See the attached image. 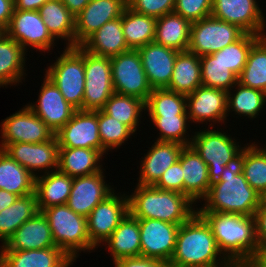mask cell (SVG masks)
Masks as SVG:
<instances>
[{
  "mask_svg": "<svg viewBox=\"0 0 266 267\" xmlns=\"http://www.w3.org/2000/svg\"><path fill=\"white\" fill-rule=\"evenodd\" d=\"M80 46L92 54L110 58L130 50L123 34L122 16L105 23Z\"/></svg>",
  "mask_w": 266,
  "mask_h": 267,
  "instance_id": "cell-27",
  "label": "cell"
},
{
  "mask_svg": "<svg viewBox=\"0 0 266 267\" xmlns=\"http://www.w3.org/2000/svg\"><path fill=\"white\" fill-rule=\"evenodd\" d=\"M256 238L260 251L266 250V205L262 202L254 213Z\"/></svg>",
  "mask_w": 266,
  "mask_h": 267,
  "instance_id": "cell-51",
  "label": "cell"
},
{
  "mask_svg": "<svg viewBox=\"0 0 266 267\" xmlns=\"http://www.w3.org/2000/svg\"><path fill=\"white\" fill-rule=\"evenodd\" d=\"M2 150L35 177L39 171L42 175L58 169L59 145L56 135L42 143L6 144Z\"/></svg>",
  "mask_w": 266,
  "mask_h": 267,
  "instance_id": "cell-15",
  "label": "cell"
},
{
  "mask_svg": "<svg viewBox=\"0 0 266 267\" xmlns=\"http://www.w3.org/2000/svg\"><path fill=\"white\" fill-rule=\"evenodd\" d=\"M4 33L20 44L26 52L32 47L45 53L55 46L56 40L48 32L39 11L14 9Z\"/></svg>",
  "mask_w": 266,
  "mask_h": 267,
  "instance_id": "cell-13",
  "label": "cell"
},
{
  "mask_svg": "<svg viewBox=\"0 0 266 267\" xmlns=\"http://www.w3.org/2000/svg\"><path fill=\"white\" fill-rule=\"evenodd\" d=\"M235 88V89H234ZM234 89V90H233ZM233 91V93L231 92ZM227 115L232 112L250 120L256 118L266 105V93L237 82L227 92Z\"/></svg>",
  "mask_w": 266,
  "mask_h": 267,
  "instance_id": "cell-37",
  "label": "cell"
},
{
  "mask_svg": "<svg viewBox=\"0 0 266 267\" xmlns=\"http://www.w3.org/2000/svg\"><path fill=\"white\" fill-rule=\"evenodd\" d=\"M201 85L200 57L188 51L179 52L167 89L189 95Z\"/></svg>",
  "mask_w": 266,
  "mask_h": 267,
  "instance_id": "cell-34",
  "label": "cell"
},
{
  "mask_svg": "<svg viewBox=\"0 0 266 267\" xmlns=\"http://www.w3.org/2000/svg\"><path fill=\"white\" fill-rule=\"evenodd\" d=\"M246 145L243 165L244 177L253 189L264 196L266 194V151L255 142Z\"/></svg>",
  "mask_w": 266,
  "mask_h": 267,
  "instance_id": "cell-42",
  "label": "cell"
},
{
  "mask_svg": "<svg viewBox=\"0 0 266 267\" xmlns=\"http://www.w3.org/2000/svg\"><path fill=\"white\" fill-rule=\"evenodd\" d=\"M156 18L139 14L128 6L122 14V29L129 49L139 48L154 42Z\"/></svg>",
  "mask_w": 266,
  "mask_h": 267,
  "instance_id": "cell-36",
  "label": "cell"
},
{
  "mask_svg": "<svg viewBox=\"0 0 266 267\" xmlns=\"http://www.w3.org/2000/svg\"><path fill=\"white\" fill-rule=\"evenodd\" d=\"M133 191L128 195L129 213L136 219H157L181 225L197 211L196 205L180 192L138 184Z\"/></svg>",
  "mask_w": 266,
  "mask_h": 267,
  "instance_id": "cell-4",
  "label": "cell"
},
{
  "mask_svg": "<svg viewBox=\"0 0 266 267\" xmlns=\"http://www.w3.org/2000/svg\"><path fill=\"white\" fill-rule=\"evenodd\" d=\"M105 114L117 119L136 133L145 113V101L140 98L114 93L101 109Z\"/></svg>",
  "mask_w": 266,
  "mask_h": 267,
  "instance_id": "cell-39",
  "label": "cell"
},
{
  "mask_svg": "<svg viewBox=\"0 0 266 267\" xmlns=\"http://www.w3.org/2000/svg\"><path fill=\"white\" fill-rule=\"evenodd\" d=\"M102 157L96 149L59 147L58 170L72 178L92 175L103 170Z\"/></svg>",
  "mask_w": 266,
  "mask_h": 267,
  "instance_id": "cell-30",
  "label": "cell"
},
{
  "mask_svg": "<svg viewBox=\"0 0 266 267\" xmlns=\"http://www.w3.org/2000/svg\"><path fill=\"white\" fill-rule=\"evenodd\" d=\"M191 24L175 12L168 13L156 20L154 42L179 52L187 51Z\"/></svg>",
  "mask_w": 266,
  "mask_h": 267,
  "instance_id": "cell-33",
  "label": "cell"
},
{
  "mask_svg": "<svg viewBox=\"0 0 266 267\" xmlns=\"http://www.w3.org/2000/svg\"><path fill=\"white\" fill-rule=\"evenodd\" d=\"M73 178L58 169L35 177L34 193L39 211L68 201Z\"/></svg>",
  "mask_w": 266,
  "mask_h": 267,
  "instance_id": "cell-28",
  "label": "cell"
},
{
  "mask_svg": "<svg viewBox=\"0 0 266 267\" xmlns=\"http://www.w3.org/2000/svg\"><path fill=\"white\" fill-rule=\"evenodd\" d=\"M178 161L184 177V195L195 205L201 203L211 186L207 164L191 146L183 148Z\"/></svg>",
  "mask_w": 266,
  "mask_h": 267,
  "instance_id": "cell-26",
  "label": "cell"
},
{
  "mask_svg": "<svg viewBox=\"0 0 266 267\" xmlns=\"http://www.w3.org/2000/svg\"><path fill=\"white\" fill-rule=\"evenodd\" d=\"M127 6V0H90L75 16V46H80L108 21L121 17Z\"/></svg>",
  "mask_w": 266,
  "mask_h": 267,
  "instance_id": "cell-20",
  "label": "cell"
},
{
  "mask_svg": "<svg viewBox=\"0 0 266 267\" xmlns=\"http://www.w3.org/2000/svg\"><path fill=\"white\" fill-rule=\"evenodd\" d=\"M202 85L228 92L238 77L218 57L212 54L200 56Z\"/></svg>",
  "mask_w": 266,
  "mask_h": 267,
  "instance_id": "cell-43",
  "label": "cell"
},
{
  "mask_svg": "<svg viewBox=\"0 0 266 267\" xmlns=\"http://www.w3.org/2000/svg\"><path fill=\"white\" fill-rule=\"evenodd\" d=\"M73 48L84 58L85 91L82 110H101L115 93L110 57L92 54L81 46Z\"/></svg>",
  "mask_w": 266,
  "mask_h": 267,
  "instance_id": "cell-8",
  "label": "cell"
},
{
  "mask_svg": "<svg viewBox=\"0 0 266 267\" xmlns=\"http://www.w3.org/2000/svg\"><path fill=\"white\" fill-rule=\"evenodd\" d=\"M67 9L76 16L80 13L90 0H61Z\"/></svg>",
  "mask_w": 266,
  "mask_h": 267,
  "instance_id": "cell-54",
  "label": "cell"
},
{
  "mask_svg": "<svg viewBox=\"0 0 266 267\" xmlns=\"http://www.w3.org/2000/svg\"><path fill=\"white\" fill-rule=\"evenodd\" d=\"M244 34L238 26L209 16L192 22L187 51L199 57L210 55L239 40Z\"/></svg>",
  "mask_w": 266,
  "mask_h": 267,
  "instance_id": "cell-9",
  "label": "cell"
},
{
  "mask_svg": "<svg viewBox=\"0 0 266 267\" xmlns=\"http://www.w3.org/2000/svg\"><path fill=\"white\" fill-rule=\"evenodd\" d=\"M112 84L115 93L147 101L152 87L148 82L138 50L111 57Z\"/></svg>",
  "mask_w": 266,
  "mask_h": 267,
  "instance_id": "cell-10",
  "label": "cell"
},
{
  "mask_svg": "<svg viewBox=\"0 0 266 267\" xmlns=\"http://www.w3.org/2000/svg\"><path fill=\"white\" fill-rule=\"evenodd\" d=\"M147 116H188L186 95L167 88H156L145 102Z\"/></svg>",
  "mask_w": 266,
  "mask_h": 267,
  "instance_id": "cell-41",
  "label": "cell"
},
{
  "mask_svg": "<svg viewBox=\"0 0 266 267\" xmlns=\"http://www.w3.org/2000/svg\"><path fill=\"white\" fill-rule=\"evenodd\" d=\"M185 146L176 142H159L149 148L140 162L138 185L154 186L162 174L176 163Z\"/></svg>",
  "mask_w": 266,
  "mask_h": 267,
  "instance_id": "cell-24",
  "label": "cell"
},
{
  "mask_svg": "<svg viewBox=\"0 0 266 267\" xmlns=\"http://www.w3.org/2000/svg\"><path fill=\"white\" fill-rule=\"evenodd\" d=\"M49 0H14V9L38 11Z\"/></svg>",
  "mask_w": 266,
  "mask_h": 267,
  "instance_id": "cell-53",
  "label": "cell"
},
{
  "mask_svg": "<svg viewBox=\"0 0 266 267\" xmlns=\"http://www.w3.org/2000/svg\"><path fill=\"white\" fill-rule=\"evenodd\" d=\"M55 135L59 147L96 149L108 155L99 137L98 110H76Z\"/></svg>",
  "mask_w": 266,
  "mask_h": 267,
  "instance_id": "cell-14",
  "label": "cell"
},
{
  "mask_svg": "<svg viewBox=\"0 0 266 267\" xmlns=\"http://www.w3.org/2000/svg\"><path fill=\"white\" fill-rule=\"evenodd\" d=\"M141 256L169 263L175 250L178 224L157 219H138Z\"/></svg>",
  "mask_w": 266,
  "mask_h": 267,
  "instance_id": "cell-17",
  "label": "cell"
},
{
  "mask_svg": "<svg viewBox=\"0 0 266 267\" xmlns=\"http://www.w3.org/2000/svg\"><path fill=\"white\" fill-rule=\"evenodd\" d=\"M250 265L251 267H266V250L261 251Z\"/></svg>",
  "mask_w": 266,
  "mask_h": 267,
  "instance_id": "cell-56",
  "label": "cell"
},
{
  "mask_svg": "<svg viewBox=\"0 0 266 267\" xmlns=\"http://www.w3.org/2000/svg\"><path fill=\"white\" fill-rule=\"evenodd\" d=\"M114 190L97 204L87 218V231L91 244L98 248L111 236L120 222L129 213V198Z\"/></svg>",
  "mask_w": 266,
  "mask_h": 267,
  "instance_id": "cell-11",
  "label": "cell"
},
{
  "mask_svg": "<svg viewBox=\"0 0 266 267\" xmlns=\"http://www.w3.org/2000/svg\"><path fill=\"white\" fill-rule=\"evenodd\" d=\"M18 197L19 196L14 194V193L8 192V191L3 190V189H0V212L3 209L11 206L16 201V199Z\"/></svg>",
  "mask_w": 266,
  "mask_h": 267,
  "instance_id": "cell-55",
  "label": "cell"
},
{
  "mask_svg": "<svg viewBox=\"0 0 266 267\" xmlns=\"http://www.w3.org/2000/svg\"><path fill=\"white\" fill-rule=\"evenodd\" d=\"M72 260L62 249L0 250V267H70Z\"/></svg>",
  "mask_w": 266,
  "mask_h": 267,
  "instance_id": "cell-25",
  "label": "cell"
},
{
  "mask_svg": "<svg viewBox=\"0 0 266 267\" xmlns=\"http://www.w3.org/2000/svg\"><path fill=\"white\" fill-rule=\"evenodd\" d=\"M133 11L156 19L174 12L175 0H127Z\"/></svg>",
  "mask_w": 266,
  "mask_h": 267,
  "instance_id": "cell-48",
  "label": "cell"
},
{
  "mask_svg": "<svg viewBox=\"0 0 266 267\" xmlns=\"http://www.w3.org/2000/svg\"><path fill=\"white\" fill-rule=\"evenodd\" d=\"M138 52L152 89L167 88L179 51L151 42L139 48Z\"/></svg>",
  "mask_w": 266,
  "mask_h": 267,
  "instance_id": "cell-22",
  "label": "cell"
},
{
  "mask_svg": "<svg viewBox=\"0 0 266 267\" xmlns=\"http://www.w3.org/2000/svg\"><path fill=\"white\" fill-rule=\"evenodd\" d=\"M229 263L210 226L197 211L180 225L169 267H225Z\"/></svg>",
  "mask_w": 266,
  "mask_h": 267,
  "instance_id": "cell-3",
  "label": "cell"
},
{
  "mask_svg": "<svg viewBox=\"0 0 266 267\" xmlns=\"http://www.w3.org/2000/svg\"><path fill=\"white\" fill-rule=\"evenodd\" d=\"M213 0H175L174 12L191 23L211 16Z\"/></svg>",
  "mask_w": 266,
  "mask_h": 267,
  "instance_id": "cell-47",
  "label": "cell"
},
{
  "mask_svg": "<svg viewBox=\"0 0 266 267\" xmlns=\"http://www.w3.org/2000/svg\"><path fill=\"white\" fill-rule=\"evenodd\" d=\"M0 149L11 143H42L55 133L27 105L1 122Z\"/></svg>",
  "mask_w": 266,
  "mask_h": 267,
  "instance_id": "cell-12",
  "label": "cell"
},
{
  "mask_svg": "<svg viewBox=\"0 0 266 267\" xmlns=\"http://www.w3.org/2000/svg\"><path fill=\"white\" fill-rule=\"evenodd\" d=\"M104 243L111 261L141 256L139 220L128 213Z\"/></svg>",
  "mask_w": 266,
  "mask_h": 267,
  "instance_id": "cell-29",
  "label": "cell"
},
{
  "mask_svg": "<svg viewBox=\"0 0 266 267\" xmlns=\"http://www.w3.org/2000/svg\"><path fill=\"white\" fill-rule=\"evenodd\" d=\"M45 76L58 87L69 104L82 110L85 91L84 58L73 47L64 48L60 57L48 66Z\"/></svg>",
  "mask_w": 266,
  "mask_h": 267,
  "instance_id": "cell-6",
  "label": "cell"
},
{
  "mask_svg": "<svg viewBox=\"0 0 266 267\" xmlns=\"http://www.w3.org/2000/svg\"><path fill=\"white\" fill-rule=\"evenodd\" d=\"M238 82L266 93V35L252 45Z\"/></svg>",
  "mask_w": 266,
  "mask_h": 267,
  "instance_id": "cell-40",
  "label": "cell"
},
{
  "mask_svg": "<svg viewBox=\"0 0 266 267\" xmlns=\"http://www.w3.org/2000/svg\"><path fill=\"white\" fill-rule=\"evenodd\" d=\"M227 92L212 87L199 86L191 94L186 95V108L191 123L211 122L213 124L226 123ZM226 120V121H225ZM213 122V123H212Z\"/></svg>",
  "mask_w": 266,
  "mask_h": 267,
  "instance_id": "cell-18",
  "label": "cell"
},
{
  "mask_svg": "<svg viewBox=\"0 0 266 267\" xmlns=\"http://www.w3.org/2000/svg\"><path fill=\"white\" fill-rule=\"evenodd\" d=\"M192 132L190 146L201 156L208 166L210 182L220 179L227 162L236 156L243 148L236 139L227 132L212 129Z\"/></svg>",
  "mask_w": 266,
  "mask_h": 267,
  "instance_id": "cell-7",
  "label": "cell"
},
{
  "mask_svg": "<svg viewBox=\"0 0 266 267\" xmlns=\"http://www.w3.org/2000/svg\"><path fill=\"white\" fill-rule=\"evenodd\" d=\"M114 267H169L163 260L148 257H130L113 261Z\"/></svg>",
  "mask_w": 266,
  "mask_h": 267,
  "instance_id": "cell-50",
  "label": "cell"
},
{
  "mask_svg": "<svg viewBox=\"0 0 266 267\" xmlns=\"http://www.w3.org/2000/svg\"><path fill=\"white\" fill-rule=\"evenodd\" d=\"M225 267H251V265L246 263H229Z\"/></svg>",
  "mask_w": 266,
  "mask_h": 267,
  "instance_id": "cell-57",
  "label": "cell"
},
{
  "mask_svg": "<svg viewBox=\"0 0 266 267\" xmlns=\"http://www.w3.org/2000/svg\"><path fill=\"white\" fill-rule=\"evenodd\" d=\"M39 212L35 193L18 197L9 207L0 212V241L7 239L27 220Z\"/></svg>",
  "mask_w": 266,
  "mask_h": 267,
  "instance_id": "cell-38",
  "label": "cell"
},
{
  "mask_svg": "<svg viewBox=\"0 0 266 267\" xmlns=\"http://www.w3.org/2000/svg\"><path fill=\"white\" fill-rule=\"evenodd\" d=\"M35 176L0 149V189L19 197L34 193Z\"/></svg>",
  "mask_w": 266,
  "mask_h": 267,
  "instance_id": "cell-35",
  "label": "cell"
},
{
  "mask_svg": "<svg viewBox=\"0 0 266 267\" xmlns=\"http://www.w3.org/2000/svg\"><path fill=\"white\" fill-rule=\"evenodd\" d=\"M26 51L4 32L0 35V88L18 85L26 76ZM18 83V84H17Z\"/></svg>",
  "mask_w": 266,
  "mask_h": 267,
  "instance_id": "cell-31",
  "label": "cell"
},
{
  "mask_svg": "<svg viewBox=\"0 0 266 267\" xmlns=\"http://www.w3.org/2000/svg\"><path fill=\"white\" fill-rule=\"evenodd\" d=\"M154 127L159 130V142H176L184 146H190L192 141L188 134L189 117L188 116H149ZM188 126V127H187ZM188 134V135H187ZM187 137V138H186Z\"/></svg>",
  "mask_w": 266,
  "mask_h": 267,
  "instance_id": "cell-44",
  "label": "cell"
},
{
  "mask_svg": "<svg viewBox=\"0 0 266 267\" xmlns=\"http://www.w3.org/2000/svg\"><path fill=\"white\" fill-rule=\"evenodd\" d=\"M262 202L266 205V194L262 196Z\"/></svg>",
  "mask_w": 266,
  "mask_h": 267,
  "instance_id": "cell-58",
  "label": "cell"
},
{
  "mask_svg": "<svg viewBox=\"0 0 266 267\" xmlns=\"http://www.w3.org/2000/svg\"><path fill=\"white\" fill-rule=\"evenodd\" d=\"M104 169L98 173L75 177L66 205L75 213L87 217L93 208L113 191L105 179Z\"/></svg>",
  "mask_w": 266,
  "mask_h": 267,
  "instance_id": "cell-21",
  "label": "cell"
},
{
  "mask_svg": "<svg viewBox=\"0 0 266 267\" xmlns=\"http://www.w3.org/2000/svg\"><path fill=\"white\" fill-rule=\"evenodd\" d=\"M14 12V0H0V30L7 29Z\"/></svg>",
  "mask_w": 266,
  "mask_h": 267,
  "instance_id": "cell-52",
  "label": "cell"
},
{
  "mask_svg": "<svg viewBox=\"0 0 266 267\" xmlns=\"http://www.w3.org/2000/svg\"><path fill=\"white\" fill-rule=\"evenodd\" d=\"M210 226L219 250L230 263L251 264L261 252L254 215L198 212Z\"/></svg>",
  "mask_w": 266,
  "mask_h": 267,
  "instance_id": "cell-2",
  "label": "cell"
},
{
  "mask_svg": "<svg viewBox=\"0 0 266 267\" xmlns=\"http://www.w3.org/2000/svg\"><path fill=\"white\" fill-rule=\"evenodd\" d=\"M244 148L227 162L219 180L211 183L203 207L197 212H222L254 215L262 203V196L253 189L243 174Z\"/></svg>",
  "mask_w": 266,
  "mask_h": 267,
  "instance_id": "cell-1",
  "label": "cell"
},
{
  "mask_svg": "<svg viewBox=\"0 0 266 267\" xmlns=\"http://www.w3.org/2000/svg\"><path fill=\"white\" fill-rule=\"evenodd\" d=\"M154 187L160 190L176 191L184 194V177L181 163L177 161L169 167Z\"/></svg>",
  "mask_w": 266,
  "mask_h": 267,
  "instance_id": "cell-49",
  "label": "cell"
},
{
  "mask_svg": "<svg viewBox=\"0 0 266 267\" xmlns=\"http://www.w3.org/2000/svg\"><path fill=\"white\" fill-rule=\"evenodd\" d=\"M43 84L39 90L37 104L27 103V106L40 117L54 133H57L76 112L69 104L58 87L44 75Z\"/></svg>",
  "mask_w": 266,
  "mask_h": 267,
  "instance_id": "cell-19",
  "label": "cell"
},
{
  "mask_svg": "<svg viewBox=\"0 0 266 267\" xmlns=\"http://www.w3.org/2000/svg\"><path fill=\"white\" fill-rule=\"evenodd\" d=\"M211 16L238 26L245 33L266 35V19L256 0H213Z\"/></svg>",
  "mask_w": 266,
  "mask_h": 267,
  "instance_id": "cell-16",
  "label": "cell"
},
{
  "mask_svg": "<svg viewBox=\"0 0 266 267\" xmlns=\"http://www.w3.org/2000/svg\"><path fill=\"white\" fill-rule=\"evenodd\" d=\"M42 213L50 225L55 245L72 260L78 258L79 252L96 249L90 242L86 217L75 213L66 204L48 207Z\"/></svg>",
  "mask_w": 266,
  "mask_h": 267,
  "instance_id": "cell-5",
  "label": "cell"
},
{
  "mask_svg": "<svg viewBox=\"0 0 266 267\" xmlns=\"http://www.w3.org/2000/svg\"><path fill=\"white\" fill-rule=\"evenodd\" d=\"M38 11L56 41L63 39L67 47H75V16L61 0H49Z\"/></svg>",
  "mask_w": 266,
  "mask_h": 267,
  "instance_id": "cell-32",
  "label": "cell"
},
{
  "mask_svg": "<svg viewBox=\"0 0 266 267\" xmlns=\"http://www.w3.org/2000/svg\"><path fill=\"white\" fill-rule=\"evenodd\" d=\"M260 37L252 33H245L239 40L212 55L218 57L223 64L239 77L247 63L248 54L252 45Z\"/></svg>",
  "mask_w": 266,
  "mask_h": 267,
  "instance_id": "cell-45",
  "label": "cell"
},
{
  "mask_svg": "<svg viewBox=\"0 0 266 267\" xmlns=\"http://www.w3.org/2000/svg\"><path fill=\"white\" fill-rule=\"evenodd\" d=\"M98 128L102 146L108 152L112 149H119L125 141L131 138V135H135L128 126L105 114L102 110H98Z\"/></svg>",
  "mask_w": 266,
  "mask_h": 267,
  "instance_id": "cell-46",
  "label": "cell"
},
{
  "mask_svg": "<svg viewBox=\"0 0 266 267\" xmlns=\"http://www.w3.org/2000/svg\"><path fill=\"white\" fill-rule=\"evenodd\" d=\"M0 247V250H34L57 246L46 217L39 211L24 222Z\"/></svg>",
  "mask_w": 266,
  "mask_h": 267,
  "instance_id": "cell-23",
  "label": "cell"
}]
</instances>
